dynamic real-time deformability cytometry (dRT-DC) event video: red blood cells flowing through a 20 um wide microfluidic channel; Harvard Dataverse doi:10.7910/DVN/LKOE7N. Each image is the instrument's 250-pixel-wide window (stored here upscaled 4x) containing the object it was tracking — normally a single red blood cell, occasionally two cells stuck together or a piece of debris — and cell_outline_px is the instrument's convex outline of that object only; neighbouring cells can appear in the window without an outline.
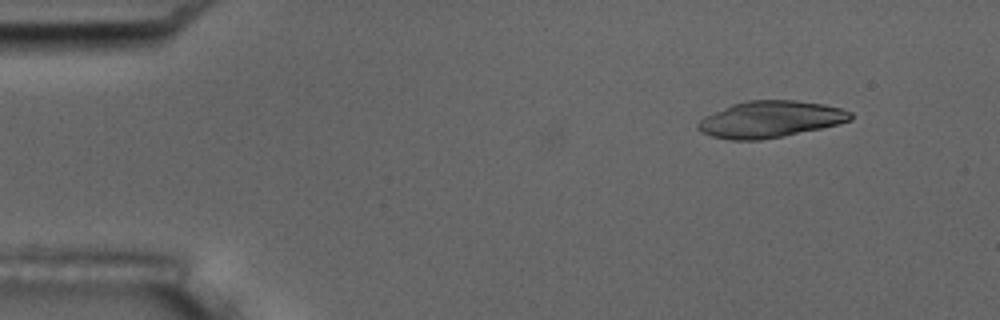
{"species": "common noctule bat (a hibernating species)", "species_latin": "Nyctalus noctula", "temperature_condition": "room temperature", "stored_images_in_passage": 4, "camera_frame_rate_fps": 3000, "um_per_image_px": 0.085, "animal": {"sex": "male", "body_mass_g": 17.5, "forearm_length_mm": 52.3}, "frame": {"image": 1, "passage_image": 1, "time_ms": 0.0, "image_size_px": [1000, 320], "cell_outline_px": [[852, 120], [840, 124], [784, 136], [760, 140], [728, 140], [712, 136], [700, 132], [696, 128], [696, 124], [704, 116], [732, 104], [748, 100], [796, 100], [824, 104], [840, 108], [852, 112]], "centroid_in_image_um": [65.46, 10.14], "position_along_channel_um": 19.5, "area_um2": 32.71}}